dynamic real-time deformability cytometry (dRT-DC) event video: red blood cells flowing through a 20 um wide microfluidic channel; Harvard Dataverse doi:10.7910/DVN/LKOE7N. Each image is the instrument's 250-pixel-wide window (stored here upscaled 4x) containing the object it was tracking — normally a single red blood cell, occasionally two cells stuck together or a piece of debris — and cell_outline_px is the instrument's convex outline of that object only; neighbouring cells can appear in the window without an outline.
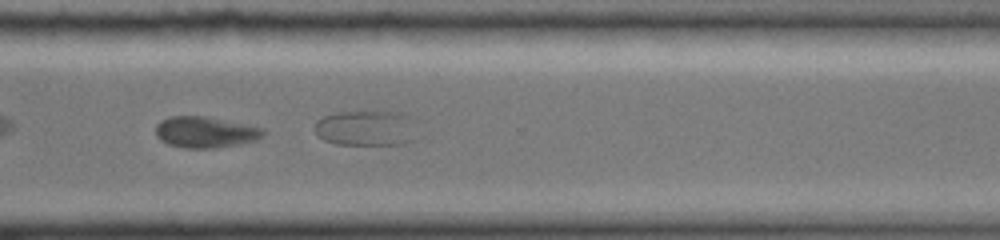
{"species": "common noctule bat (a hibernating species)", "species_latin": "Nyctalus noctula", "temperature_condition": "cold", "stored_images_in_passage": 30, "segment_of_instrument_passage": [2, 2], "camera_frame_rate_fps": 3000, "um_per_image_px": 0.085, "animal": {"sex": "female", "body_mass_g": 19.0, "forearm_length_mm": 51.5}, "frame": {"image": 1, "passage_image": 26, "time_ms": 8.333, "image_size_px": [1000, 240], "cell_outline_px": [[264, 132], [256, 140], [240, 144], [212, 148], [184, 148], [168, 144], [160, 140], [156, 136], [156, 124], [160, 120], [168, 116], [204, 116], [264, 128]], "centroid_in_image_um": [17.39, 11.23], "position_along_channel_um": 353.2, "area_um2": 19.42}}